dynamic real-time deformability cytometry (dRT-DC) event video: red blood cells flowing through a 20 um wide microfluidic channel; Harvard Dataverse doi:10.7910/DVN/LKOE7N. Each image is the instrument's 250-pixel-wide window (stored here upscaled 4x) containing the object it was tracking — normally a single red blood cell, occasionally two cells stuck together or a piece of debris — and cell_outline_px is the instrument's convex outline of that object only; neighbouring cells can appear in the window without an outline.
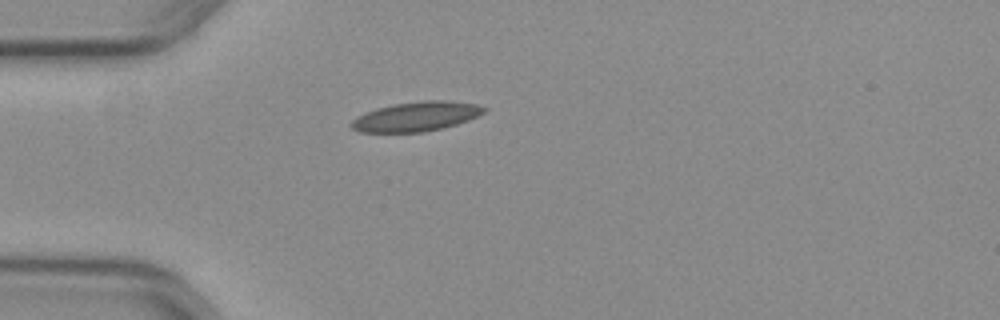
{"species": "common noctule bat (a hibernating species)", "species_latin": "Nyctalus noctula", "temperature_condition": "warm", "stored_images_in_passage": 39, "camera_frame_rate_fps": 3000, "um_per_image_px": 0.085, "animal": {"sex": "female", "body_mass_g": 29.2, "forearm_length_mm": 56.3}, "frame": {"image": 1, "passage_image": 1, "time_ms": 0.0, "image_size_px": [1000, 320], "cell_outline_px": [[488, 108], [484, 112], [468, 120], [456, 124], [424, 132], [360, 132], [352, 128], [348, 124], [356, 116], [376, 108], [392, 104], [424, 100], [448, 100], [476, 104]], "centroid_in_image_um": [35.34, 9.89], "position_along_channel_um": 49.7, "area_um2": 22.83}}
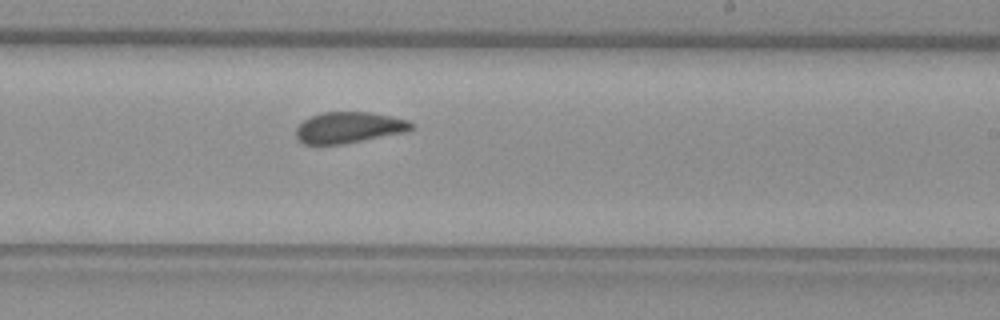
{"frame": {"image": 2, "passage_image": 18, "time_ms": 5.667, "image_size_px": [1000, 320], "cell_outline_px": [[412, 128], [408, 132], [344, 144], [304, 144], [296, 140], [296, 128], [304, 120], [320, 112], [372, 112], [392, 116], [408, 120], [412, 124]], "centroid_in_image_um": [29.66, 10.84], "position_along_channel_um": 259.3, "area_um2": 21.1}}
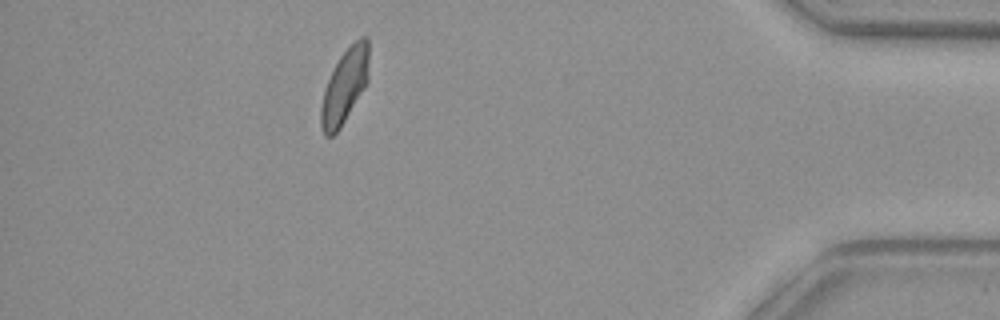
{"frame": {"image": 3, "passage_image": 33, "time_ms": 10.667, "image_size_px": [1000, 320], "cell_outline_px": [[368, 80], [364, 88], [340, 128], [332, 136], [324, 136], [320, 128], [320, 108], [324, 92], [328, 80], [340, 56], [360, 36], [368, 36]], "centroid_in_image_um": [29.29, 7.34], "position_along_channel_um": 405.9, "area_um2": 20.46}, "authors_computed_cell_mechanics": {"area_um2": 21.2704, "velocity_mm_per_s": 3.9427, "shape_relaxation_time_tau1_ms": 10.4953, "shape_relaxation_time_tau2_ms": 1.8826, "deformation_change_tau1": 0.1833, "deformation_change_tau2": 0.0762}}